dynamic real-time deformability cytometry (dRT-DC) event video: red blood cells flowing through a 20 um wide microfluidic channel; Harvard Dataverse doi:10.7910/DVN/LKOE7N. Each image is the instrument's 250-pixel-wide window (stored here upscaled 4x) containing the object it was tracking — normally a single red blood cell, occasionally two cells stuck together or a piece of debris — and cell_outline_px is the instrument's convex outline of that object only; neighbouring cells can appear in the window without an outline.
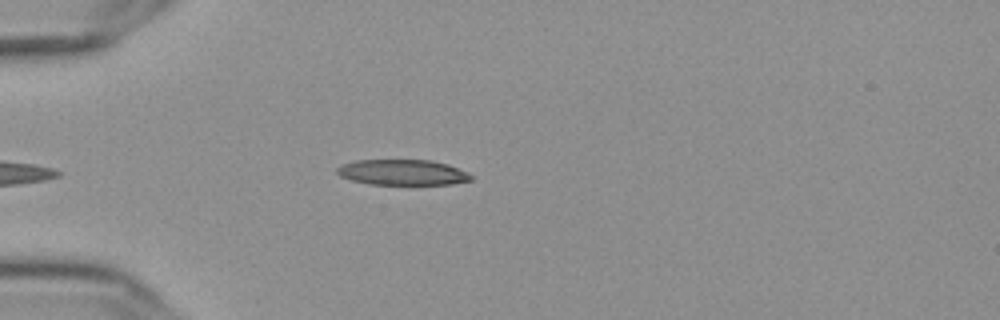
{"species": "Egyptian fruit bat (a non-hibernating species)", "species_latin": "Rousettus aegyptiacus", "temperature_condition": "cold", "stored_images_in_passage": 39, "camera_frame_rate_fps": 3000, "um_per_image_px": 0.085, "frame": {"image": 1, "passage_image": 2, "time_ms": 0.333, "image_size_px": [1000, 320], "cell_outline_px": [[472, 180], [452, 184], [368, 184], [352, 180], [340, 176], [336, 172], [336, 168], [340, 164], [356, 160], [432, 160], [448, 164], [468, 172], [472, 176]], "centroid_in_image_um": [34.2, 14.64], "position_along_channel_um": 50.8, "area_um2": 20.06}}
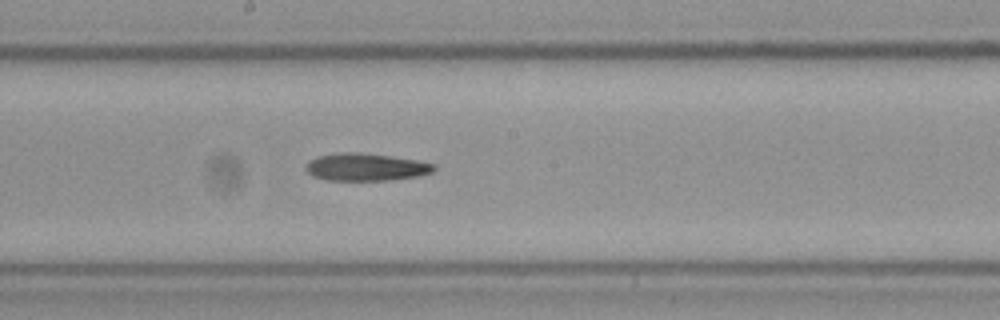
{"frame": {"image": 2, "passage_image": 17, "time_ms": 5.333, "image_size_px": [1000, 320], "cell_outline_px": [[436, 168], [432, 172], [416, 176], [388, 180], [328, 180], [312, 176], [304, 168], [308, 160], [316, 156], [336, 152], [360, 152], [416, 160], [436, 164]], "centroid_in_image_um": [31.04, 14.19], "position_along_channel_um": 217.2, "area_um2": 20.58}}
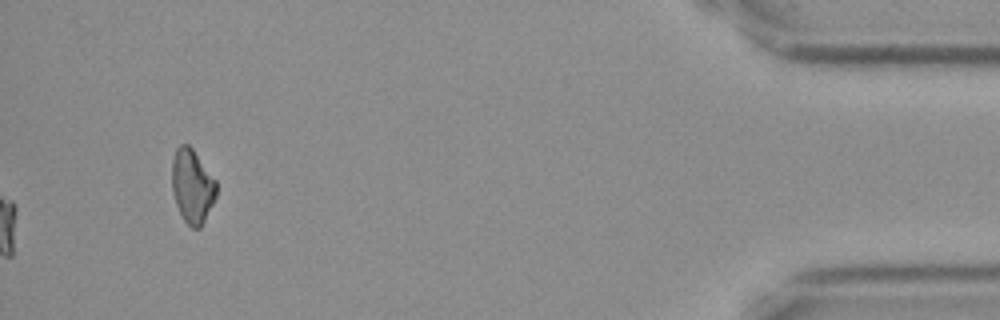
{"frame": {"image": 3, "passage_image": 39, "time_ms": 12.667, "image_size_px": [1000, 320], "cell_outline_px": [[216, 196], [200, 228], [192, 228], [184, 220], [176, 204], [172, 192], [172, 160], [176, 148], [180, 144], [188, 144], [192, 148], [216, 180]], "centroid_in_image_um": [16.32, 15.8], "position_along_channel_um": 418.9, "area_um2": 18.96}}